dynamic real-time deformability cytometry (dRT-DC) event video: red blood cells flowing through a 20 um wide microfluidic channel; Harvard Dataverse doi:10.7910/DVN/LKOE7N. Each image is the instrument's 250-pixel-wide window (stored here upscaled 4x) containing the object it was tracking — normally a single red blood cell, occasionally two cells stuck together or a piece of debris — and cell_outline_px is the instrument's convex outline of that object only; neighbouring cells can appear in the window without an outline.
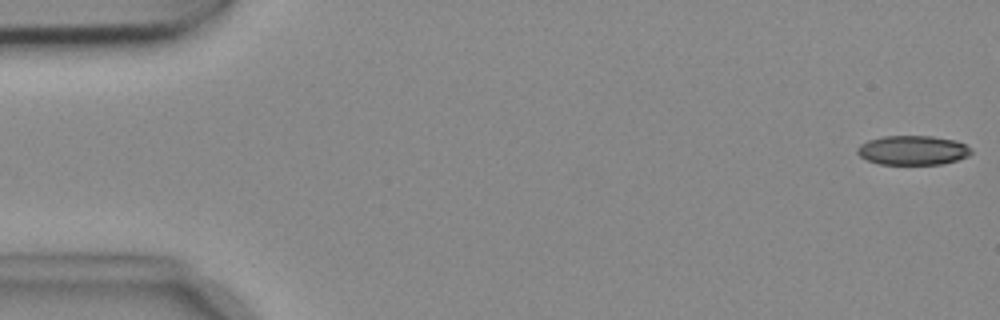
{"species": "common noctule bat (a hibernating species)", "species_latin": "Nyctalus noctula", "temperature_condition": "cold", "stored_images_in_passage": 54, "camera_frame_rate_fps": 3000, "um_per_image_px": 0.085, "animal": {"sex": "female", "body_mass_g": 18.4}, "frame": {"image": 1, "passage_image": 1, "time_ms": 0.0, "image_size_px": [1000, 320], "cell_outline_px": [[972, 152], [968, 156], [956, 160], [940, 164], [880, 164], [868, 160], [860, 156], [856, 152], [856, 148], [860, 144], [868, 140], [884, 136], [932, 136], [956, 140], [972, 148]], "centroid_in_image_um": [77.58, 12.76], "position_along_channel_um": 7.4, "area_um2": 19.48}}
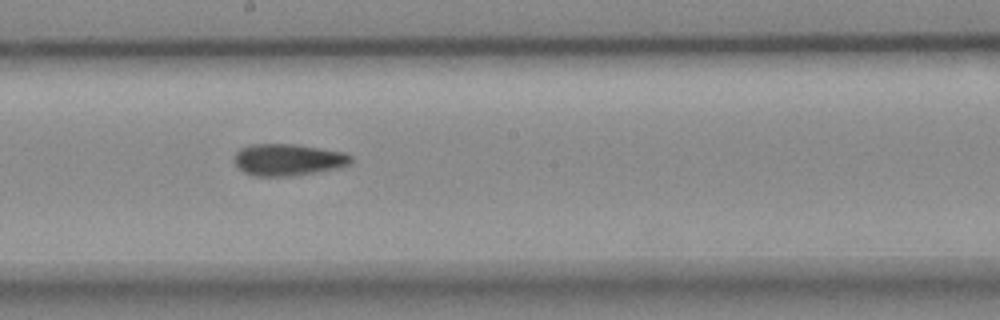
{"frame": {"image": 2, "passage_image": 29, "time_ms": 9.333, "image_size_px": [1000, 320], "cell_outline_px": [[352, 164], [336, 168], [316, 172], [288, 176], [256, 176], [244, 172], [236, 164], [236, 152], [240, 148], [252, 144], [296, 144], [344, 152], [352, 156]], "centroid_in_image_um": [24.52, 13.57], "position_along_channel_um": 223.7, "area_um2": 21.44}}
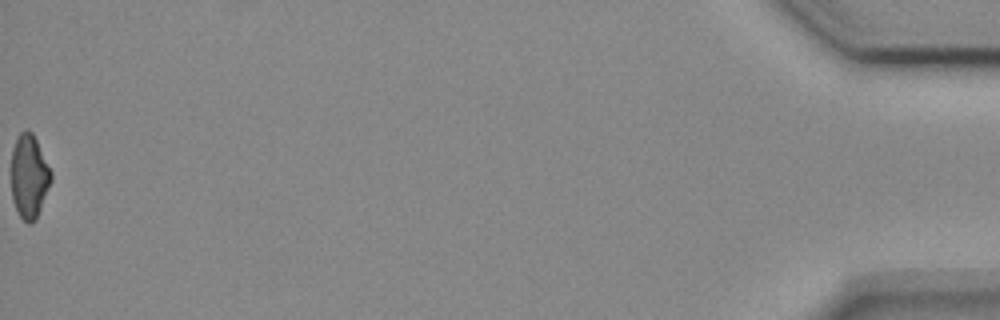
{"frame": {"image": 3, "passage_image": 54, "time_ms": 17.667, "image_size_px": [1000, 320], "cell_outline_px": [[52, 180], [36, 220], [32, 224], [28, 224], [20, 216], [12, 200], [12, 148], [20, 132], [24, 128], [28, 128], [32, 132], [52, 172]], "centroid_in_image_um": [2.48, 14.99], "position_along_channel_um": 432.7, "area_um2": 19.48}, "authors_computed_cell_mechanics": {"area_um2": 20.808, "velocity_mm_per_s": 3.746, "shape_relaxation_time_tau1_ms": null, "shape_relaxation_time_tau2_ms": 6.8382, "deformation_change_tau1": null, "deformation_change_tau2": 0.1625}}